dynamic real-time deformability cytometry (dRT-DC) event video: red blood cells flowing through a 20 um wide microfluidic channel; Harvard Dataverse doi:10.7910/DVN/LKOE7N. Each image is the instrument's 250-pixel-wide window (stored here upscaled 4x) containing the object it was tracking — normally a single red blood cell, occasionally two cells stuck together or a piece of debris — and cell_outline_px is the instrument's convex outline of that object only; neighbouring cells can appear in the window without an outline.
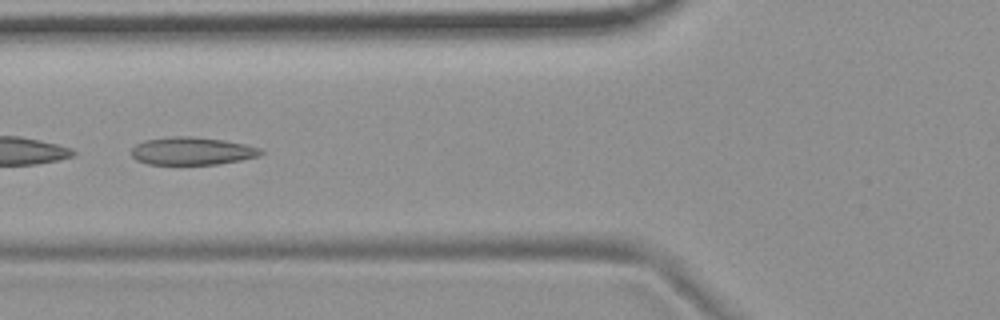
{"species": "common noctule bat (a hibernating species)", "species_latin": "Nyctalus noctula", "temperature_condition": "room temperature", "stored_images_in_passage": 7, "camera_frame_rate_fps": 3000, "um_per_image_px": 0.085, "animal": {"sex": "female", "body_mass_g": 19.9}, "frame": {"image": 1, "passage_image": 5, "time_ms": 5.667, "image_size_px": [1000, 320], "cell_outline_px": [[264, 152], [260, 156], [220, 164], [148, 164], [136, 160], [132, 156], [132, 148], [136, 144], [144, 140], [172, 136], [188, 136], [224, 140], [244, 144], [260, 148]], "centroid_in_image_um": [16.32, 12.83], "position_along_channel_um": 109.5, "area_um2": 20.92}}
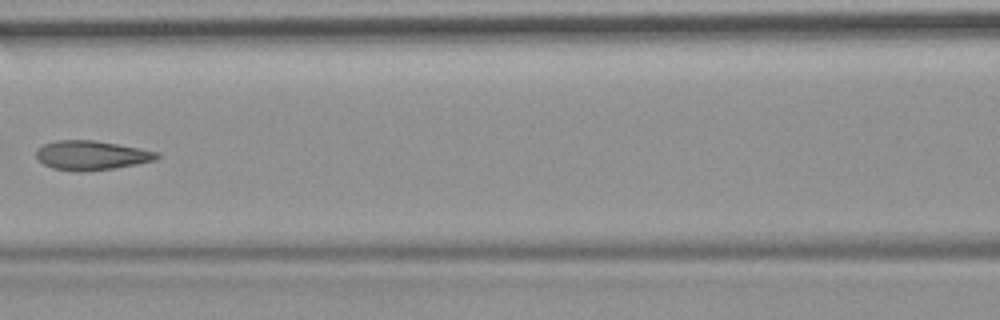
{"frame": {"image": 2, "passage_image": 6, "time_ms": 7.0, "image_size_px": [1000, 320], "cell_outline_px": [[160, 156], [156, 160], [136, 164], [112, 168], [80, 172], [52, 168], [44, 164], [36, 156], [36, 148], [44, 144], [56, 140], [92, 140], [140, 148], [160, 152]], "centroid_in_image_um": [7.77, 13.2], "position_along_channel_um": 158.8, "area_um2": 20.52}}
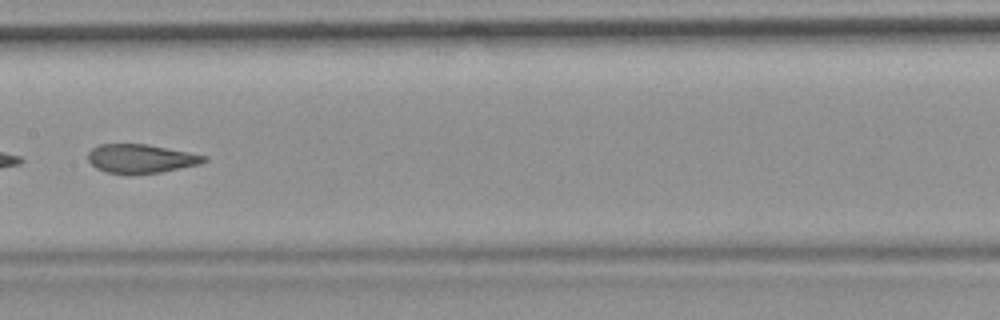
{"frame": {"image": 3, "passage_image": 7, "time_ms": 8.0, "image_size_px": [1000, 320], "cell_outline_px": [[208, 160], [200, 164], [160, 172], [104, 172], [96, 168], [88, 160], [88, 152], [92, 148], [100, 144], [144, 144], [188, 152], [208, 156]], "centroid_in_image_um": [11.98, 13.46], "position_along_channel_um": 195.4, "area_um2": 18.96}}